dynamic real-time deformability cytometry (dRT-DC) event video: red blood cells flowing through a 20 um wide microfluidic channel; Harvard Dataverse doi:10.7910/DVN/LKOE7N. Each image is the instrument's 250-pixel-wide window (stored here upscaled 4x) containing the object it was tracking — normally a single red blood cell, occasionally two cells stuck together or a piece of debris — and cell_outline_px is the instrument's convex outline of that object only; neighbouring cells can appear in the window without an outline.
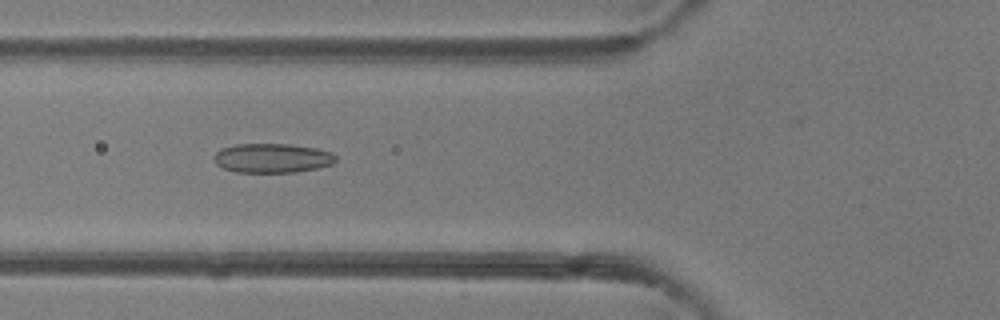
{"species": "common noctule bat (a hibernating species)", "species_latin": "Nyctalus noctula", "temperature_condition": "room temperature", "stored_images_in_passage": 33, "camera_frame_rate_fps": 3000, "um_per_image_px": 0.085, "animal": {"sex": "female"}, "frame": {"image": 1, "passage_image": 3, "time_ms": 0.667, "image_size_px": [1000, 320], "cell_outline_px": [[336, 160], [332, 164], [316, 168], [296, 172], [236, 172], [224, 168], [216, 164], [212, 160], [212, 156], [220, 148], [236, 144], [292, 144], [316, 148], [332, 152], [336, 156]], "centroid_in_image_um": [23.11, 13.43], "position_along_channel_um": 102.7, "area_um2": 20.98}}
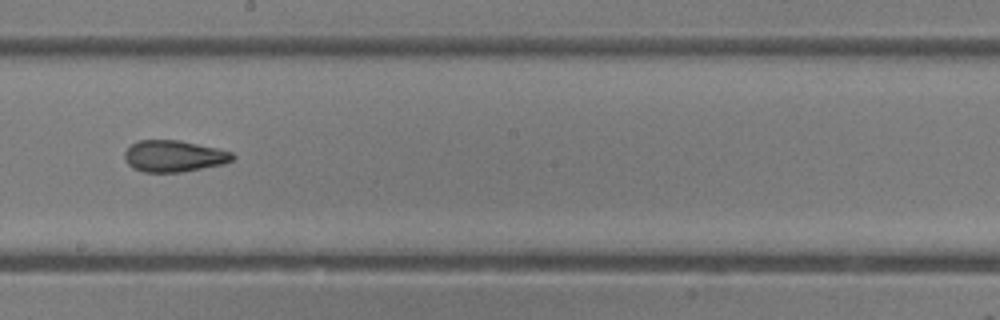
{"frame": {"image": 2, "passage_image": 12, "time_ms": 3.667, "image_size_px": [1000, 320], "cell_outline_px": [[236, 156], [232, 160], [224, 164], [180, 172], [144, 172], [132, 168], [128, 164], [124, 156], [124, 152], [132, 144], [140, 140], [180, 140], [216, 148], [232, 152]], "centroid_in_image_um": [14.78, 13.27], "position_along_channel_um": 233.4, "area_um2": 19.77}}
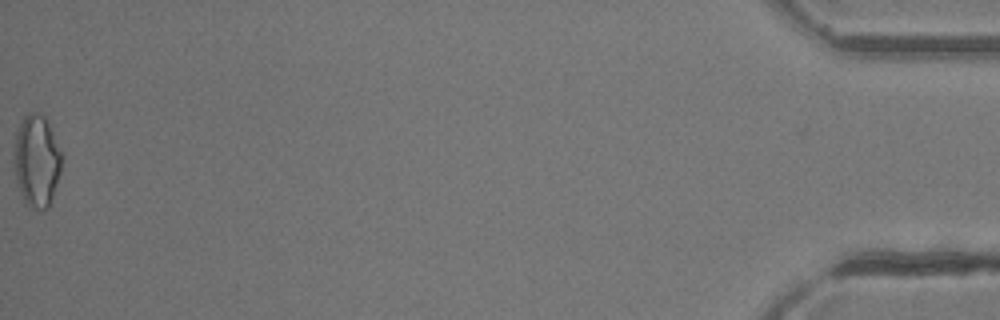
{"frame": {"image": 3, "passage_image": 33, "time_ms": 10.667, "image_size_px": [1000, 320], "cell_outline_px": [[60, 172], [52, 200], [48, 208], [36, 212], [28, 208], [24, 204], [16, 180], [12, 156], [16, 132], [24, 116], [28, 112], [36, 112], [44, 116], [48, 120], [60, 152]], "centroid_in_image_um": [3.07, 13.73], "position_along_channel_um": 432.1, "area_um2": 26.01}}